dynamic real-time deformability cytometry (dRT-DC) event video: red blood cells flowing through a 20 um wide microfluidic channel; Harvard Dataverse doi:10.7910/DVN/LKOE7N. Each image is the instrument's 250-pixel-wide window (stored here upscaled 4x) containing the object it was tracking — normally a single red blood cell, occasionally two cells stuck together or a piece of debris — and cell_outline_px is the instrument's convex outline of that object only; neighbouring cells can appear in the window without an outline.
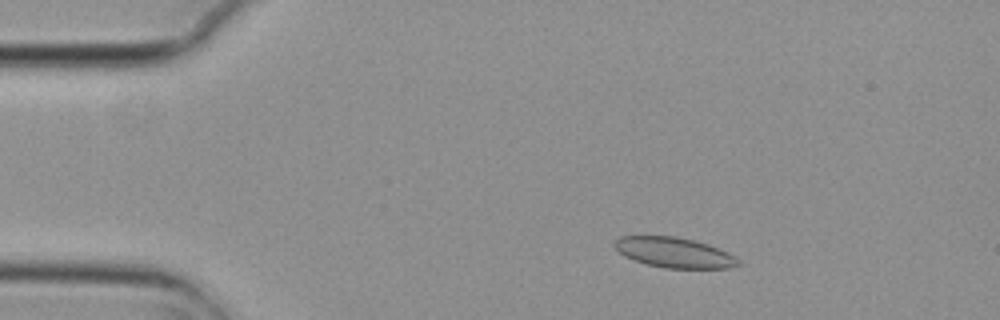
{"species": "common noctule bat (a hibernating species)", "species_latin": "Nyctalus noctula", "temperature_condition": "cold", "stored_images_in_passage": 3, "camera_frame_rate_fps": 3000, "um_per_image_px": 0.085, "animal": {"sex": "female", "body_mass_g": 29.2, "forearm_length_mm": 56.3}, "frame": {"image": 1, "passage_image": 2, "time_ms": 0.333, "image_size_px": [1000, 320], "cell_outline_px": [[740, 264], [732, 268], [664, 268], [644, 264], [632, 260], [624, 256], [612, 244], [620, 236], [676, 236], [708, 244], [728, 252], [736, 256], [740, 260]], "centroid_in_image_um": [57.31, 21.47], "position_along_channel_um": 27.7, "area_um2": 21.96}}